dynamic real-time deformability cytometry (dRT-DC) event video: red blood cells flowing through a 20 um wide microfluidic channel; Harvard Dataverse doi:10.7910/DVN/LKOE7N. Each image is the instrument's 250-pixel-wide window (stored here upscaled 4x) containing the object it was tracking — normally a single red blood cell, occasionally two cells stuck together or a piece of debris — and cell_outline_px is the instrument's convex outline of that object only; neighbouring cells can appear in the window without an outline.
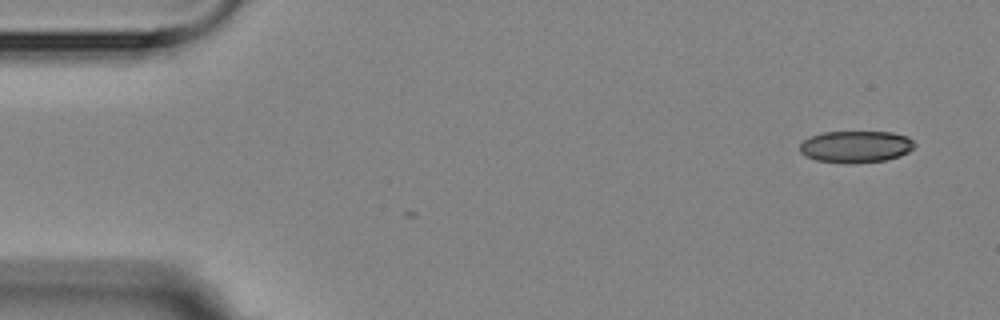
{"species": "Egyptian fruit bat (a non-hibernating species)", "species_latin": "Rousettus aegyptiacus", "temperature_condition": "room temperature", "stored_images_in_passage": 8, "camera_frame_rate_fps": 3000, "um_per_image_px": 0.085, "animal": {"sex": "female"}, "frame": {"image": 1, "passage_image": 1, "time_ms": 0.0, "image_size_px": [1000, 320], "cell_outline_px": [[916, 144], [908, 152], [900, 156], [884, 160], [816, 160], [804, 156], [800, 152], [800, 144], [804, 140], [812, 136], [824, 132], [892, 132], [908, 136]], "centroid_in_image_um": [72.77, 12.41], "position_along_channel_um": 12.2, "area_um2": 20.35}}
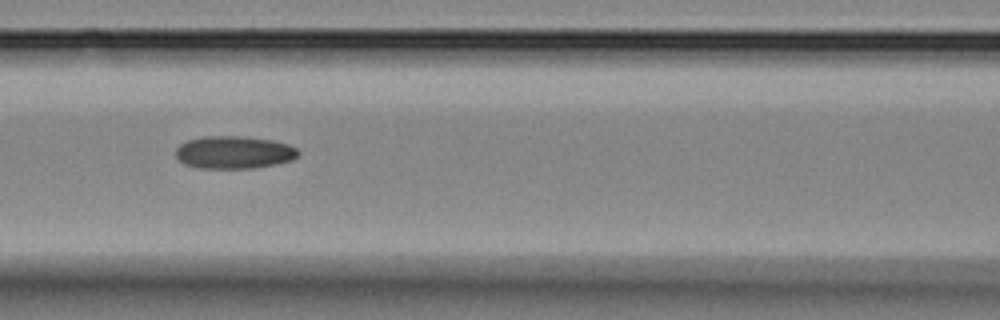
{"frame": {"image": 2, "passage_image": 7, "time_ms": 6.667, "image_size_px": [1000, 320], "cell_outline_px": [[300, 152], [292, 160], [276, 164], [256, 168], [200, 168], [184, 164], [176, 156], [176, 148], [180, 144], [188, 140], [204, 136], [244, 136], [272, 140], [288, 144], [296, 148]], "centroid_in_image_um": [19.89, 12.95], "position_along_channel_um": 146.7, "area_um2": 23.35}}
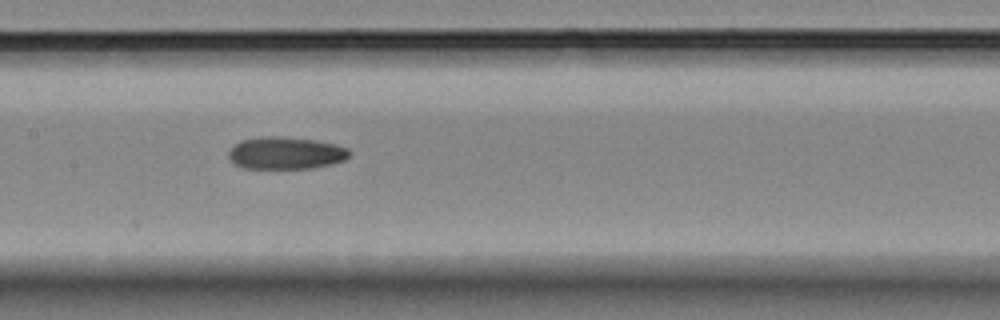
{"frame": {"image": 3, "passage_image": 8, "time_ms": 7.667, "image_size_px": [1000, 320], "cell_outline_px": [[352, 152], [344, 160], [332, 164], [312, 168], [244, 168], [236, 164], [228, 156], [228, 152], [240, 140], [260, 136], [272, 136], [316, 140], [336, 144], [348, 148]], "centroid_in_image_um": [24.31, 13.0], "position_along_channel_um": 183.1, "area_um2": 22.66}}